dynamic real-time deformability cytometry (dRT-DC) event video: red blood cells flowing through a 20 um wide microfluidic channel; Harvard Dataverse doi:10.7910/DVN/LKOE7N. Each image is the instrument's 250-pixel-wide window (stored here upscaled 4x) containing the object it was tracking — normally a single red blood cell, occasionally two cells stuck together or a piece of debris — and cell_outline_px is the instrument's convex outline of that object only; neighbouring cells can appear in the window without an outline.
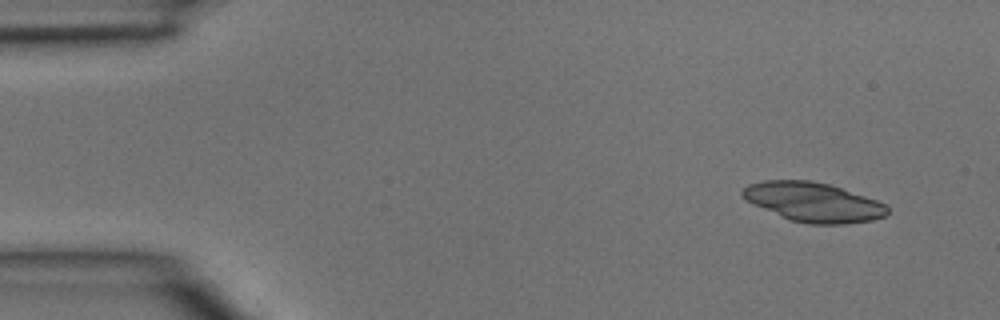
{"species": "common noctule bat (a hibernating species)", "species_latin": "Nyctalus noctula", "temperature_condition": "room temperature", "stored_images_in_passage": 3, "camera_frame_rate_fps": 3000, "um_per_image_px": 0.085, "animal": {"sex": "male", "body_mass_g": 15.6}, "frame": {"image": 1, "passage_image": 1, "time_ms": 0.0, "image_size_px": [1000, 320], "cell_outline_px": [[888, 212], [884, 216], [872, 220], [844, 224], [808, 224], [788, 220], [752, 204], [740, 196], [740, 192], [748, 184], [764, 180], [812, 180], [828, 184], [888, 204]], "centroid_in_image_um": [69.08, 17.18], "position_along_channel_um": 15.9, "area_um2": 33.35}}